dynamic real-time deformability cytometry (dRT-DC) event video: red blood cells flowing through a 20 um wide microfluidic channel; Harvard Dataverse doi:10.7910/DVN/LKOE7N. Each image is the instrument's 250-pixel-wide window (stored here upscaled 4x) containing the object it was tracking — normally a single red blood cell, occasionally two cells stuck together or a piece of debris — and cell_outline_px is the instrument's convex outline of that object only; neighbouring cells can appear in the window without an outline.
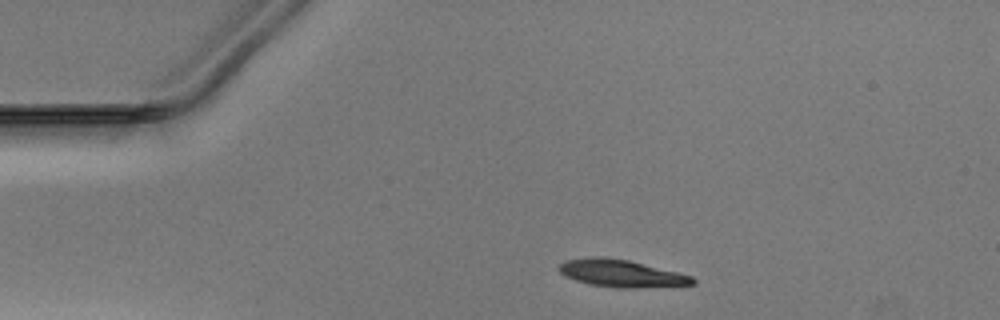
{"species": "Egyptian fruit bat (a non-hibernating species)", "species_latin": "Rousettus aegyptiacus", "temperature_condition": "warm", "stored_images_in_passage": 37, "camera_frame_rate_fps": 3000, "um_per_image_px": 0.085, "animal": {"sex": "male"}, "frame": {"image": 1, "passage_image": 4, "time_ms": 1.0, "image_size_px": [1000, 320], "cell_outline_px": [[696, 284], [624, 288], [616, 288], [592, 284], [576, 280], [560, 272], [560, 264], [564, 260], [596, 256], [628, 260], [692, 276], [696, 280]], "centroid_in_image_um": [52.81, 23.23], "position_along_channel_um": 32.2, "area_um2": 20.69}}
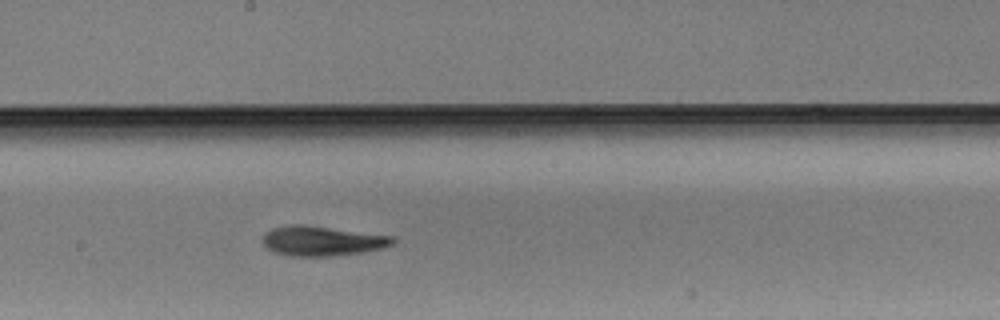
{"frame": {"image": 2, "passage_image": 22, "time_ms": 7.0, "image_size_px": [1000, 320], "cell_outline_px": [[396, 240], [392, 244], [384, 248], [364, 252], [332, 256], [288, 256], [276, 252], [268, 248], [264, 244], [264, 232], [272, 228], [288, 224], [304, 224], [392, 236]], "centroid_in_image_um": [27.38, 20.47], "position_along_channel_um": 220.8, "area_um2": 22.6}}
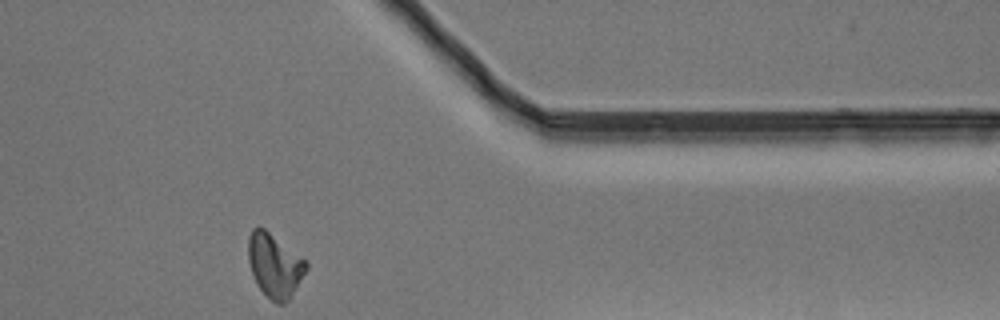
{"frame": {"image": 3, "passage_image": 36, "time_ms": 11.667, "image_size_px": [1000, 320], "cell_outline_px": [[308, 268], [292, 296], [284, 304], [276, 304], [260, 288], [252, 272], [248, 260], [248, 236], [252, 228], [264, 228], [304, 260], [308, 264]], "centroid_in_image_um": [23.34, 22.58], "position_along_channel_um": 388.1, "area_um2": 21.04}}